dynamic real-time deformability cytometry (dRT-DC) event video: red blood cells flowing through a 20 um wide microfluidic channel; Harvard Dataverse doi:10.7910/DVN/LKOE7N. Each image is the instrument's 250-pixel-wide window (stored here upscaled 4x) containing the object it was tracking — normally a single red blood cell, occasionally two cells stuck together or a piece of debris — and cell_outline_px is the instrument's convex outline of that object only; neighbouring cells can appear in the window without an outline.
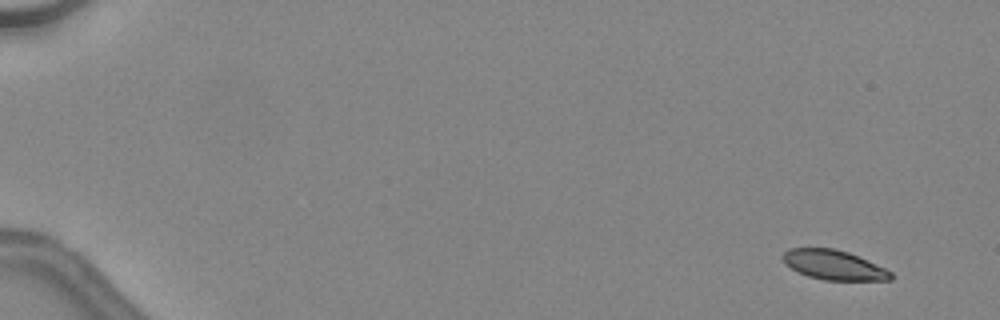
{"species": "common noctule bat (a hibernating species)", "species_latin": "Nyctalus noctula", "temperature_condition": "warm", "stored_images_in_passage": 48, "camera_frame_rate_fps": 3000, "um_per_image_px": 0.085, "animal": {"sex": "female", "body_mass_g": 24.6, "forearm_length_mm": 56.2}, "frame": {"image": 1, "passage_image": 4, "time_ms": 1.0, "image_size_px": [1000, 320], "cell_outline_px": [[892, 280], [824, 280], [808, 276], [784, 264], [780, 256], [788, 248], [832, 248], [848, 252], [884, 268], [892, 272]], "centroid_in_image_um": [70.82, 22.52], "position_along_channel_um": 14.2, "area_um2": 18.5}}
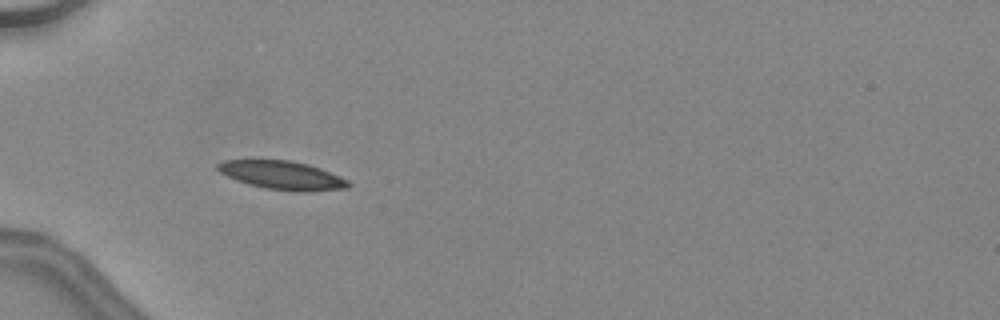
{"frame": {"image": 2, "passage_image": 18, "time_ms": 5.667, "image_size_px": [1000, 320], "cell_outline_px": [[352, 184], [348, 188], [312, 192], [296, 192], [264, 188], [248, 184], [236, 180], [220, 172], [216, 168], [216, 164], [224, 160], [292, 160], [308, 164], [320, 168], [348, 180]], "centroid_in_image_um": [24.01, 14.91], "position_along_channel_um": 61.0, "area_um2": 21.91}}
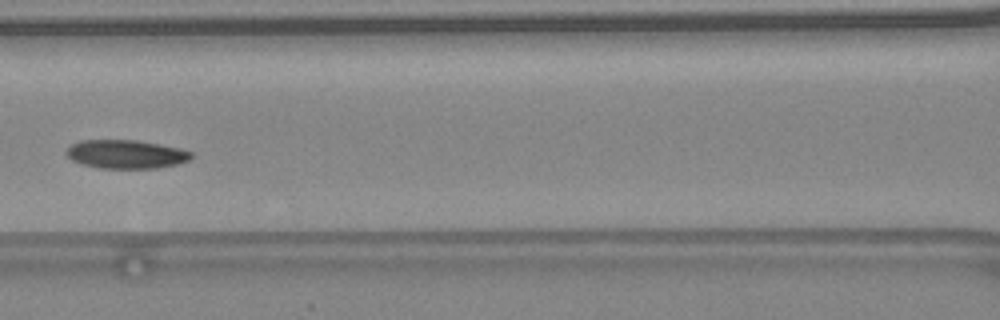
{"frame": {"image": 3, "passage_image": 25, "time_ms": 8.0, "image_size_px": [1000, 320], "cell_outline_px": [[192, 160], [176, 164], [156, 168], [100, 168], [84, 164], [72, 160], [64, 152], [72, 144], [80, 140], [136, 140], [160, 144], [180, 148], [192, 152]], "centroid_in_image_um": [10.73, 13.1], "position_along_channel_um": 155.9, "area_um2": 20.81}, "authors_computed_cell_mechanics": {"area_um2": 20.4901, "velocity_mm_per_s": 4.4959, "shape_relaxation_time_tau1_ms": 6.5119, "shape_relaxation_time_tau2_ms": 6.0097, "deformation_change_tau1": 0.1173, "deformation_change_tau2": 0.1129}}